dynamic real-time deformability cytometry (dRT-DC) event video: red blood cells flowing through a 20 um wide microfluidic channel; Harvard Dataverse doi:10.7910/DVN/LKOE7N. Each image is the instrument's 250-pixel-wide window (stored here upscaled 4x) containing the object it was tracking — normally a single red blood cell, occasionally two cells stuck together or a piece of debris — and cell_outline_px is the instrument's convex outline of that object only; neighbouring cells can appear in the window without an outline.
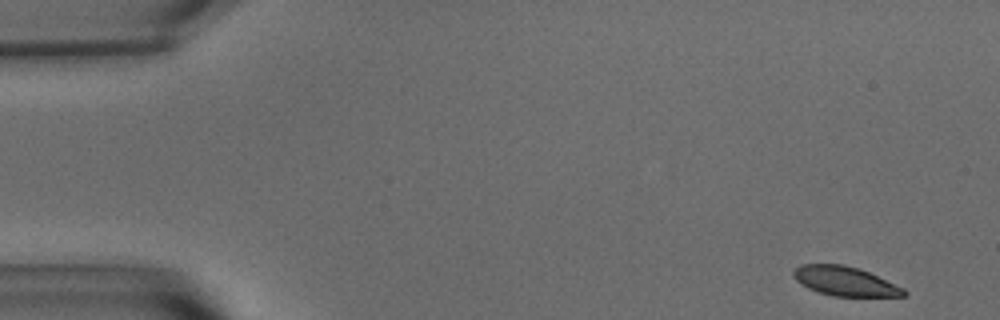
{"species": "common noctule bat (a hibernating species)", "species_latin": "Nyctalus noctula", "temperature_condition": "warm", "stored_images_in_passage": 11, "camera_frame_rate_fps": 3000, "um_per_image_px": 0.085, "animal": {"sex": "male", "body_mass_g": 15.6}, "frame": {"image": 1, "passage_image": 1, "time_ms": 0.0, "image_size_px": [1000, 320], "cell_outline_px": [[908, 292], [904, 296], [832, 296], [808, 288], [796, 280], [792, 276], [792, 272], [800, 264], [844, 264], [860, 268], [904, 288]], "centroid_in_image_um": [71.82, 23.89], "position_along_channel_um": 13.2, "area_um2": 18.84}}